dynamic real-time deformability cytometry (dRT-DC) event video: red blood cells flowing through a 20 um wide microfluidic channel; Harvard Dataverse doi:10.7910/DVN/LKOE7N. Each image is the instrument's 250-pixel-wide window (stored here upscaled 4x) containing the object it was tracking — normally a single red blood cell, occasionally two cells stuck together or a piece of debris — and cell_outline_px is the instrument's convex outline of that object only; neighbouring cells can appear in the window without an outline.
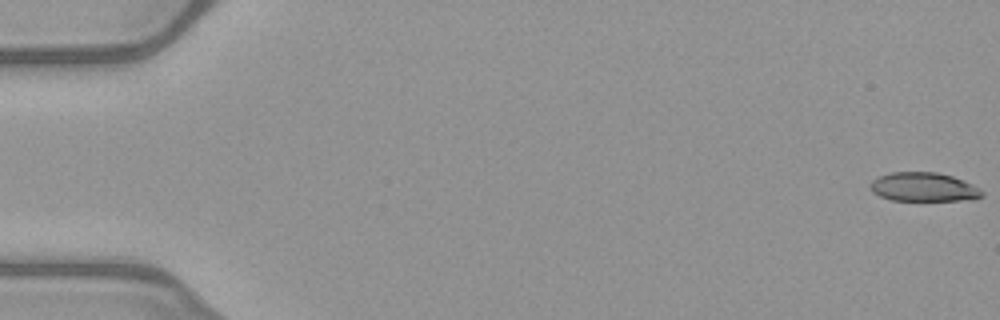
{"species": "common noctule bat (a hibernating species)", "species_latin": "Nyctalus noctula", "temperature_condition": "warm", "stored_images_in_passage": 52, "camera_frame_rate_fps": 3000, "um_per_image_px": 0.085, "animal": {"sex": "female", "body_mass_g": 21.9}, "frame": {"image": 1, "passage_image": 1, "time_ms": 0.0, "image_size_px": [1000, 320], "cell_outline_px": [[984, 196], [976, 200], [892, 200], [880, 196], [872, 192], [872, 180], [880, 176], [892, 172], [936, 172], [952, 176], [964, 180], [972, 184], [984, 192]], "centroid_in_image_um": [78.57, 15.9], "position_along_channel_um": 6.4, "area_um2": 18.79}}
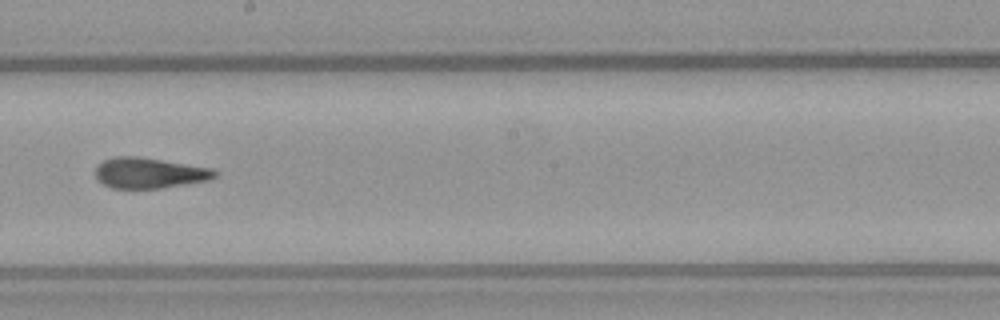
{"frame": {"image": 2, "passage_image": 30, "time_ms": 9.667, "image_size_px": [1000, 320], "cell_outline_px": [[220, 172], [216, 176], [208, 180], [160, 188], [112, 188], [104, 184], [96, 176], [96, 168], [104, 160], [112, 156], [140, 156], [212, 168]], "centroid_in_image_um": [12.72, 14.69], "position_along_channel_um": 235.5, "area_um2": 21.21}}
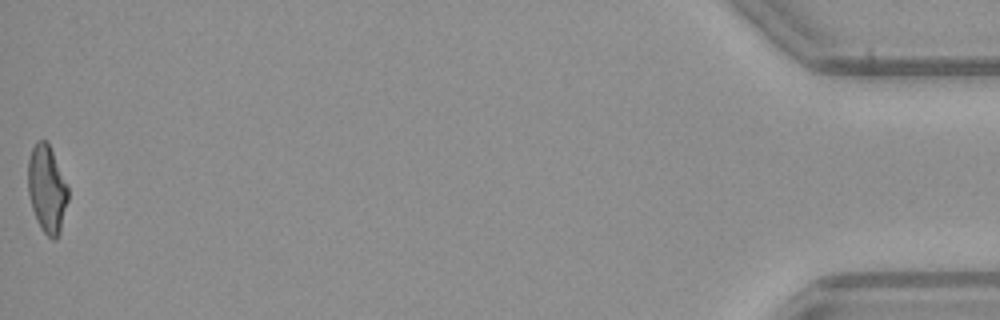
{"frame": {"image": 3, "passage_image": 52, "time_ms": 17.0, "image_size_px": [1000, 320], "cell_outline_px": [[68, 200], [60, 232], [56, 240], [52, 240], [40, 228], [36, 220], [32, 208], [28, 192], [28, 160], [32, 148], [36, 140], [44, 140], [48, 144], [68, 184]], "centroid_in_image_um": [3.99, 16.09], "position_along_channel_um": 431.2, "area_um2": 20.46}, "authors_computed_cell_mechanics": {"area_um2": 21.1837, "velocity_mm_per_s": 4.0554, "shape_relaxation_time_tau1_ms": 4.9581, "shape_relaxation_time_tau2_ms": 1.8216, "deformation_change_tau1": 0.197, "deformation_change_tau2": 0.1147}}